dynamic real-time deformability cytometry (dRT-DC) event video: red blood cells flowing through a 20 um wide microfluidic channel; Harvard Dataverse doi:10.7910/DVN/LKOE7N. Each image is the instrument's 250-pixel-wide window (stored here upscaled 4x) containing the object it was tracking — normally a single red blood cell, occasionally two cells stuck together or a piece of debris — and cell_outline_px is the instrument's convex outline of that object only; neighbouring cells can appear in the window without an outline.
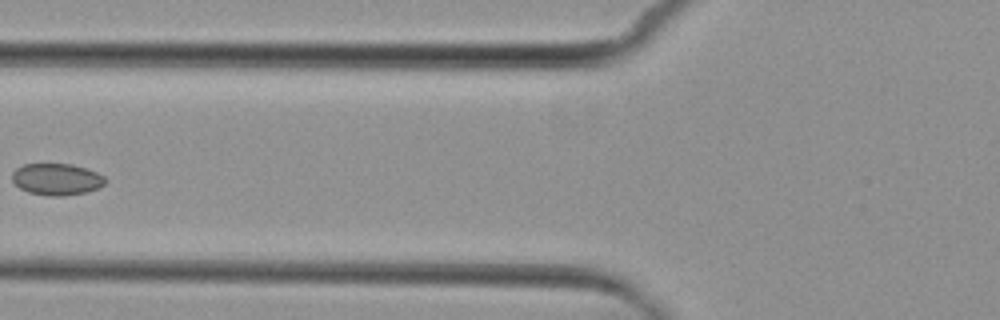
{"species": "common noctule bat (a hibernating species)", "species_latin": "Nyctalus noctula", "temperature_condition": "cold", "stored_images_in_passage": 5, "camera_frame_rate_fps": 3000, "um_per_image_px": 0.085, "animal": {"sex": "female", "body_mass_g": 29.2, "forearm_length_mm": 56.3}, "frame": {"image": 1, "passage_image": 5, "time_ms": 5.333, "image_size_px": [1000, 320], "cell_outline_px": [[108, 180], [100, 188], [88, 192], [64, 196], [48, 196], [28, 192], [20, 188], [12, 180], [12, 172], [16, 168], [24, 164], [72, 164], [88, 168], [104, 176]], "centroid_in_image_um": [4.85, 15.24], "position_along_channel_um": 120.9, "area_um2": 17.46}}